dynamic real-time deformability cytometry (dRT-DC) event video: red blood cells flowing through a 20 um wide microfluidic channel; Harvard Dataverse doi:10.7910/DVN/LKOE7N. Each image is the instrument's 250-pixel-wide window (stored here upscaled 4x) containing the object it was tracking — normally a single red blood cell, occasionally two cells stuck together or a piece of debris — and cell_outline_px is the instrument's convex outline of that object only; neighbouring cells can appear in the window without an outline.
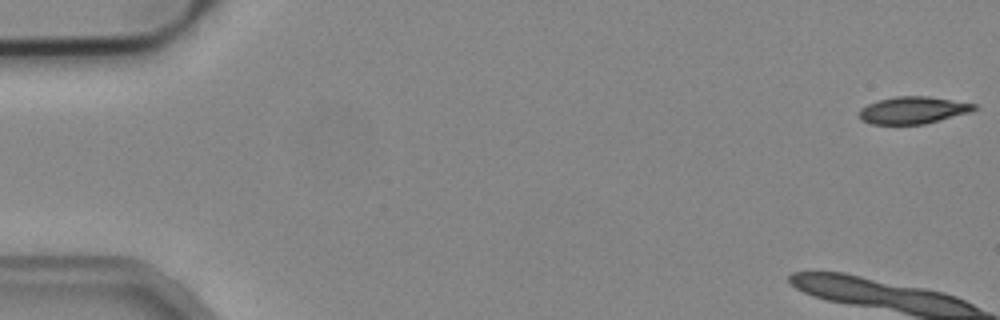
{"species": "common noctule bat (a hibernating species)", "species_latin": "Nyctalus noctula", "temperature_condition": "cold", "stored_images_in_passage": 10, "camera_frame_rate_fps": 3000, "um_per_image_px": 0.085, "animal": {"sex": "male", "body_mass_g": 19.2, "forearm_length_mm": 51.8}, "frame": {"image": 1, "passage_image": 1, "time_ms": 0.0, "image_size_px": [1000, 320], "cell_outline_px": [[976, 108], [968, 112], [924, 124], [872, 124], [860, 120], [860, 108], [868, 104], [880, 100], [896, 96], [928, 96], [976, 104]], "centroid_in_image_um": [77.56, 9.36], "position_along_channel_um": 7.4, "area_um2": 17.86}}
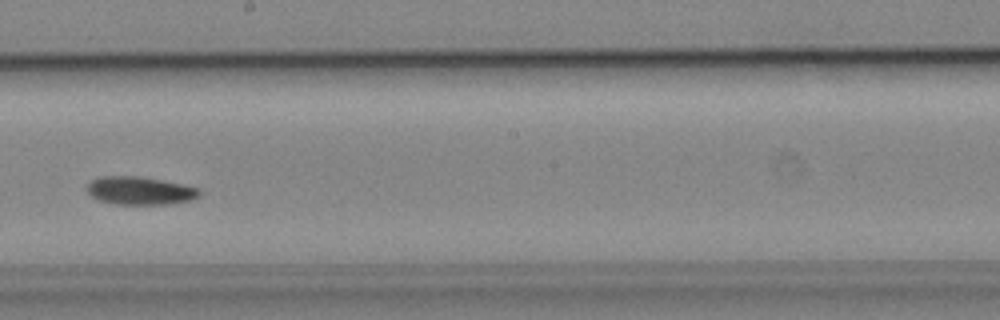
{"frame": {"image": 2, "passage_image": 9, "time_ms": 2.667, "image_size_px": [1000, 320], "cell_outline_px": [[200, 196], [192, 200], [168, 204], [116, 204], [100, 200], [92, 196], [88, 192], [88, 184], [92, 180], [100, 176], [136, 176], [164, 180], [184, 184], [196, 188], [200, 192]], "centroid_in_image_um": [11.92, 16.2], "position_along_channel_um": 236.3, "area_um2": 18.26}}
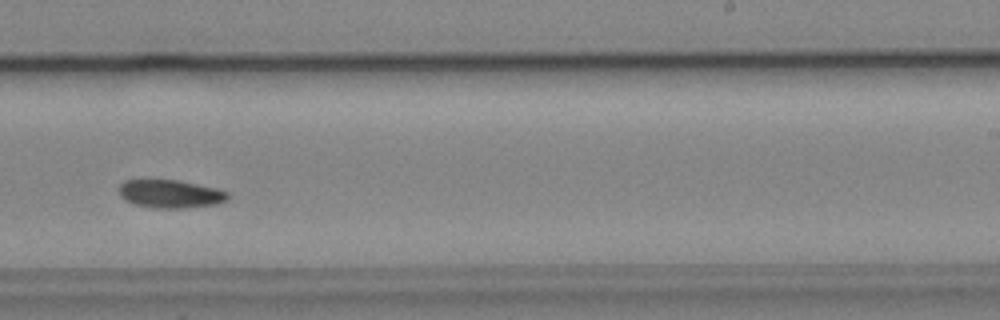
{"frame": {"image": 3, "passage_image": 10, "time_ms": 3.0, "image_size_px": [1000, 320], "cell_outline_px": [[228, 200], [216, 204], [188, 208], [156, 208], [136, 204], [124, 200], [120, 196], [116, 188], [124, 180], [180, 180], [216, 188], [228, 192]], "centroid_in_image_um": [14.46, 16.47], "position_along_channel_um": 274.5, "area_um2": 18.03}}